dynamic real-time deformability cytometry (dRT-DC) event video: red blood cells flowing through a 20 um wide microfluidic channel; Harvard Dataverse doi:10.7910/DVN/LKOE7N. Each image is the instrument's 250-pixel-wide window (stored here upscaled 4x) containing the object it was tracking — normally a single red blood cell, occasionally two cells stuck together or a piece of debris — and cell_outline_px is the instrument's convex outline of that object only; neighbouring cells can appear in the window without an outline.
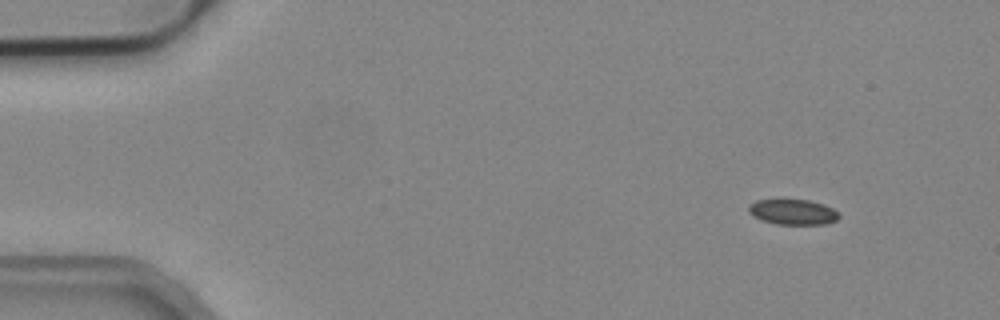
{"species": "common noctule bat (a hibernating species)", "species_latin": "Nyctalus noctula", "temperature_condition": "cold", "stored_images_in_passage": 6, "camera_frame_rate_fps": 3000, "um_per_image_px": 0.085, "animal": {"sex": "male", "body_mass_g": 19.2, "forearm_length_mm": 51.8}, "frame": {"image": 1, "passage_image": 1, "time_ms": 0.0, "image_size_px": [1000, 320], "cell_outline_px": [[840, 216], [836, 220], [828, 224], [776, 224], [752, 216], [748, 212], [748, 204], [756, 200], [808, 200], [824, 204], [832, 208]], "centroid_in_image_um": [67.38, 18.02], "position_along_channel_um": 17.6, "area_um2": 13.29}}
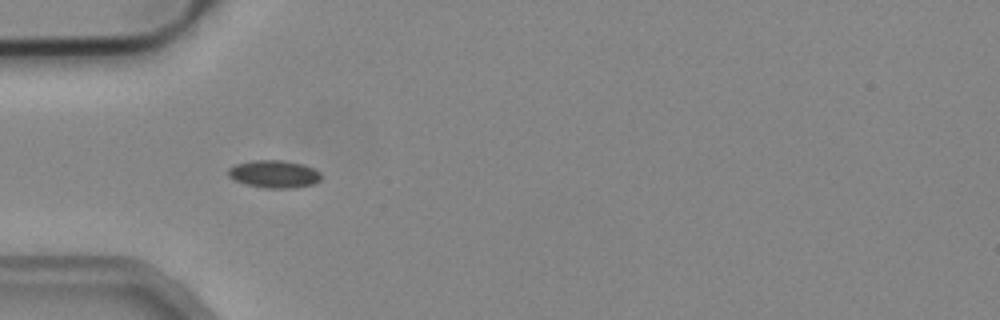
{"frame": {"image": 2, "passage_image": 4, "time_ms": 1.0, "image_size_px": [1000, 320], "cell_outline_px": [[320, 180], [312, 184], [296, 188], [264, 188], [244, 184], [228, 176], [228, 168], [236, 164], [252, 160], [284, 160], [304, 164], [320, 172]], "centroid_in_image_um": [23.29, 14.79], "position_along_channel_um": 61.7, "area_um2": 15.03}}